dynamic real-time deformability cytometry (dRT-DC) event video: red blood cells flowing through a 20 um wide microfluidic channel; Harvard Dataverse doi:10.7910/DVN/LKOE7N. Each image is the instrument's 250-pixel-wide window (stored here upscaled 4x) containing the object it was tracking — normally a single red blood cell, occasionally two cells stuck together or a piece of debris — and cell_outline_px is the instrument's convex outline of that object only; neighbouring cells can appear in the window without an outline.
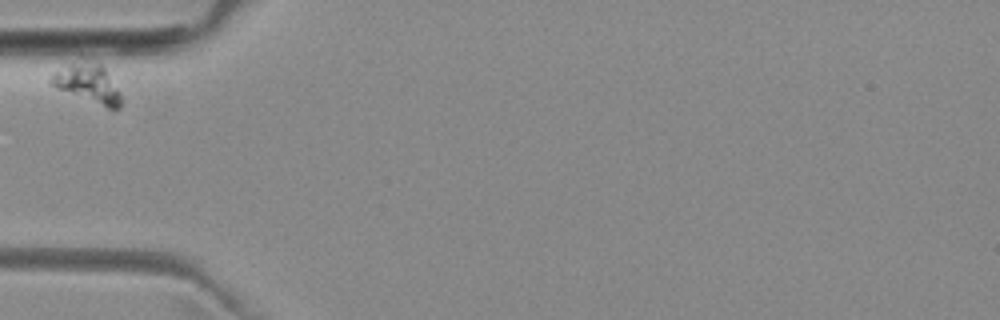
{"species": "common noctule bat (a hibernating species)", "species_latin": "Nyctalus noctula", "temperature_condition": "room temperature", "stored_images_in_passage": 3, "camera_frame_rate_fps": 3000, "um_per_image_px": 0.085, "animal": {"sex": "female", "body_mass_g": 29.2, "forearm_length_mm": 56.3}, "frame": {"image": 1, "passage_image": 1, "time_ms": 0.0, "image_size_px": [1000, 320], "cell_outline_px": [[120, 108], [108, 108], [56, 88], [48, 84], [48, 80], [52, 72], [68, 64], [100, 60], [104, 64], [120, 92]], "centroid_in_image_um": [7.45, 7.05], "position_along_channel_um": 77.5, "area_um2": 15.95}}
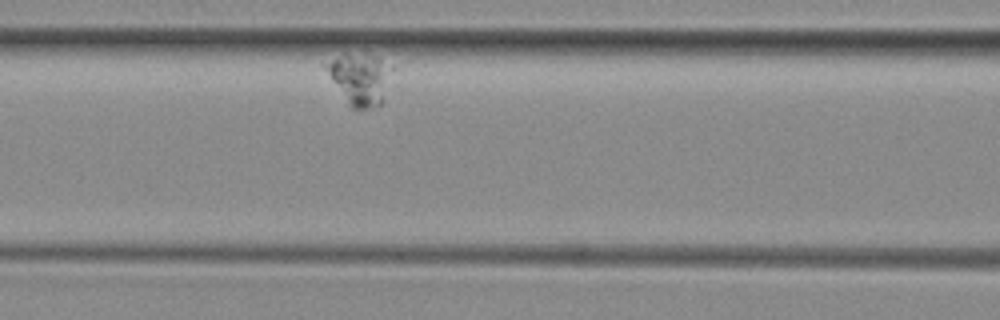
{"frame": {"image": 2, "passage_image": 3, "time_ms": 2.333, "image_size_px": [1000, 320], "cell_outline_px": [[396, 68], [384, 100], [380, 104], [368, 108], [352, 108], [324, 64], [340, 56], [376, 56]], "centroid_in_image_um": [30.76, 6.73], "position_along_channel_um": 135.8, "area_um2": 18.84}}